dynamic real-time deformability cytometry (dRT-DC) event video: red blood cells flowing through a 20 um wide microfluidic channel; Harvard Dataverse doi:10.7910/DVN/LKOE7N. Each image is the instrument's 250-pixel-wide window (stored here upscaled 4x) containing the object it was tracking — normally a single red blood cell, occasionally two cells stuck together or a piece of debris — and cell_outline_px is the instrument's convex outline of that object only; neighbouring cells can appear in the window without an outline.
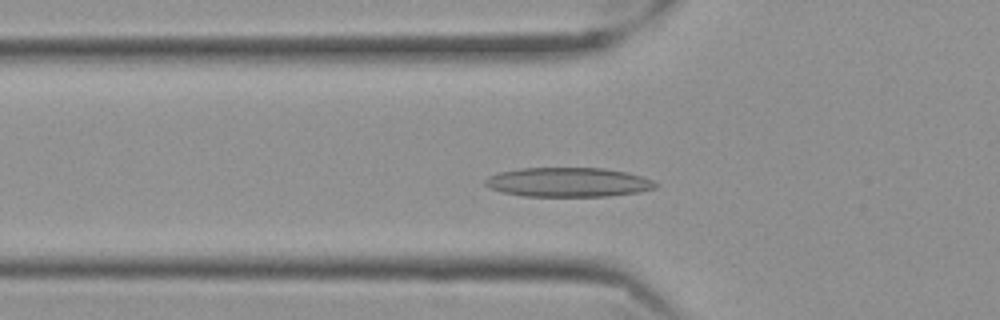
{"species": "Egyptian fruit bat (a non-hibernating species)", "species_latin": "Rousettus aegyptiacus", "temperature_condition": "cold", "stored_images_in_passage": 42, "camera_frame_rate_fps": 3000, "um_per_image_px": 0.085, "frame": {"image": 1, "passage_image": 3, "time_ms": 0.667, "image_size_px": [1000, 320], "cell_outline_px": [[660, 184], [656, 188], [640, 192], [608, 196], [524, 196], [500, 192], [488, 188], [484, 184], [484, 180], [488, 176], [500, 172], [520, 168], [604, 168], [628, 172], [652, 180]], "centroid_in_image_um": [48.29, 15.49], "position_along_channel_um": 77.5, "area_um2": 29.36}}
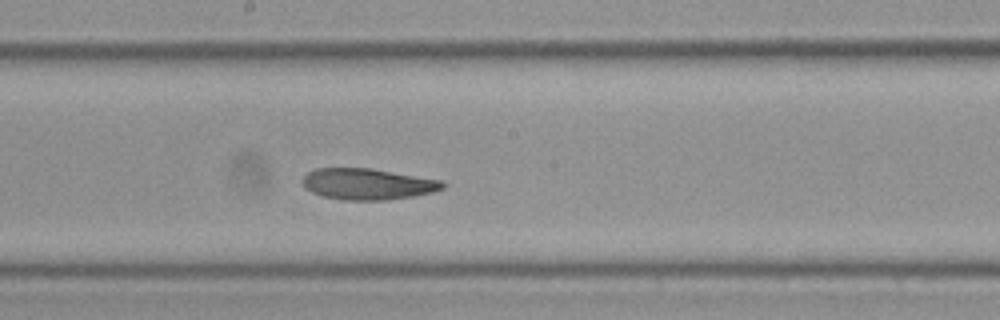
{"frame": {"image": 2, "passage_image": 15, "time_ms": 4.667, "image_size_px": [1000, 320], "cell_outline_px": [[448, 184], [444, 188], [432, 192], [412, 196], [384, 200], [344, 200], [324, 196], [312, 192], [304, 188], [304, 176], [308, 172], [316, 168], [368, 168], [444, 180]], "centroid_in_image_um": [31.29, 15.64], "position_along_channel_um": 216.9, "area_um2": 25.37}}
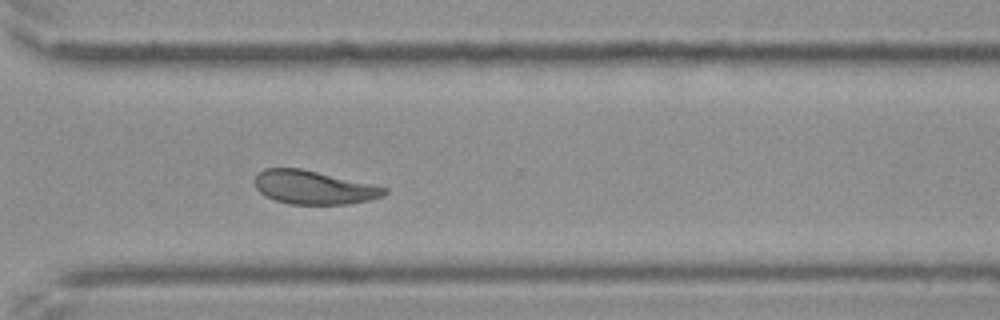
{"frame": {"image": 3, "passage_image": 26, "time_ms": 8.333, "image_size_px": [1000, 320], "cell_outline_px": [[388, 192], [384, 196], [368, 200], [348, 204], [288, 204], [264, 196], [256, 188], [256, 176], [264, 168], [300, 168], [388, 188]], "centroid_in_image_um": [26.66, 15.94], "position_along_channel_um": 343.9, "area_um2": 25.09}, "authors_computed_cell_mechanics": {"area_um2": 25.9522, "velocity_mm_per_s": 3.4693, "shape_relaxation_time_tau1_ms": 10.0448, "shape_relaxation_time_tau2_ms": 4.4064, "deformation_change_tau1": 0.2031, "deformation_change_tau2": 0.0995}}